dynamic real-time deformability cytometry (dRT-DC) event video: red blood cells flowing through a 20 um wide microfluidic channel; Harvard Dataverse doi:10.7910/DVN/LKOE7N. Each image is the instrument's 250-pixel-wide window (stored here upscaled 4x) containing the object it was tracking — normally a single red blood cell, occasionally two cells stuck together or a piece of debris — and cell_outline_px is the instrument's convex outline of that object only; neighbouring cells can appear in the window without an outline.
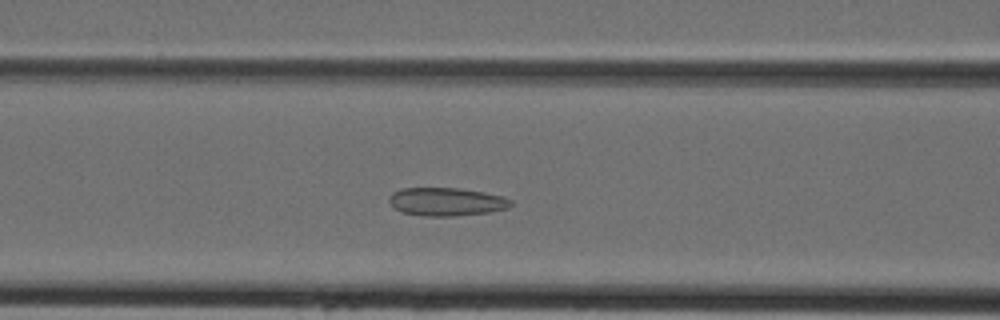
{"species": "Egyptian fruit bat (a non-hibernating species)", "species_latin": "Rousettus aegyptiacus", "temperature_condition": "cold", "stored_images_in_passage": 40, "camera_frame_rate_fps": 3000, "um_per_image_px": 0.085, "animal": {"sex": "female"}, "frame": {"image": 1, "passage_image": 14, "time_ms": 4.333, "image_size_px": [1000, 320], "cell_outline_px": [[512, 204], [508, 208], [488, 212], [456, 216], [424, 216], [404, 212], [396, 208], [388, 200], [388, 196], [392, 192], [400, 188], [460, 188], [484, 192], [504, 196], [512, 200]], "centroid_in_image_um": [37.96, 17.13], "position_along_channel_um": 128.6, "area_um2": 20.06}}
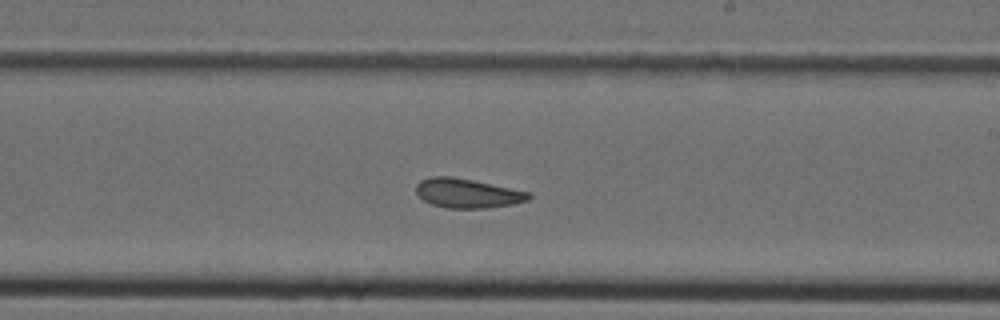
{"frame": {"image": 2, "passage_image": 22, "time_ms": 7.0, "image_size_px": [1000, 320], "cell_outline_px": [[532, 196], [528, 200], [512, 204], [488, 208], [448, 208], [432, 204], [424, 200], [416, 192], [416, 184], [420, 180], [432, 176], [452, 176], [532, 192]], "centroid_in_image_um": [39.75, 16.42], "position_along_channel_um": 249.3, "area_um2": 19.25}}
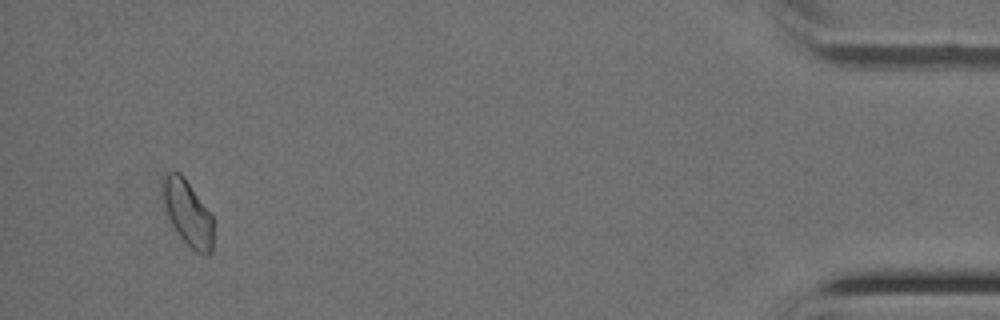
{"frame": {"image": 3, "passage_image": 38, "time_ms": 12.333, "image_size_px": [1000, 320], "cell_outline_px": [[212, 252], [208, 256], [204, 256], [196, 252], [176, 232], [168, 216], [164, 204], [164, 176], [168, 172], [180, 172], [184, 176], [212, 216]], "centroid_in_image_um": [15.98, 18.14], "position_along_channel_um": 419.2, "area_um2": 18.79}}